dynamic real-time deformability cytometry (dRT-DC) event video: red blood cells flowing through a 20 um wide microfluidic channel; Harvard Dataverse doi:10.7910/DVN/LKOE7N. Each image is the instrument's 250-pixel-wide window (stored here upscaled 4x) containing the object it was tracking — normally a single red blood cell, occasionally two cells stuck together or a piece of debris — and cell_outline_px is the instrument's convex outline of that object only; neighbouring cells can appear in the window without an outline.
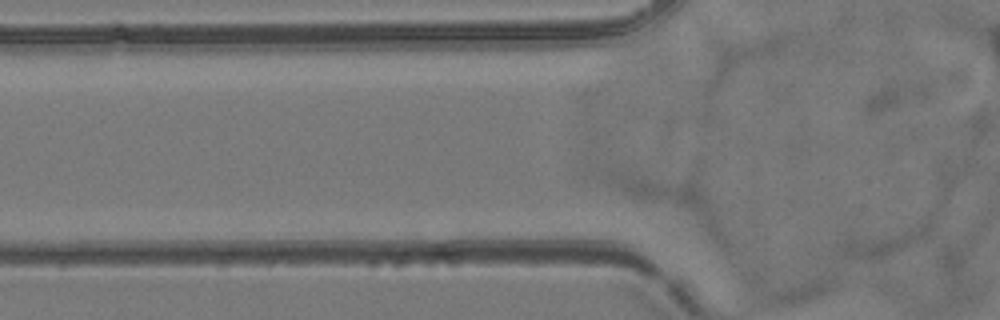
{"species": "common noctule bat (a hibernating species)", "species_latin": "Nyctalus noctula", "temperature_condition": "room temperature", "stored_images_in_passage": 2, "camera_frame_rate_fps": 3000, "um_per_image_px": 0.085, "animal": {"sex": "female", "body_mass_g": 24.6, "forearm_length_mm": 56.2}, "frame": {"image": 1, "passage_image": 2, "time_ms": 0.333, "image_size_px": [1000, 320], "cell_outline_px": [[932, 224], [928, 236], [924, 240], [880, 260], [868, 260], [840, 256], [836, 252], [844, 236], [932, 212]], "centroid_in_image_um": [75.31, 20.3], "position_along_channel_um": 50.5, "area_um2": 18.55}}